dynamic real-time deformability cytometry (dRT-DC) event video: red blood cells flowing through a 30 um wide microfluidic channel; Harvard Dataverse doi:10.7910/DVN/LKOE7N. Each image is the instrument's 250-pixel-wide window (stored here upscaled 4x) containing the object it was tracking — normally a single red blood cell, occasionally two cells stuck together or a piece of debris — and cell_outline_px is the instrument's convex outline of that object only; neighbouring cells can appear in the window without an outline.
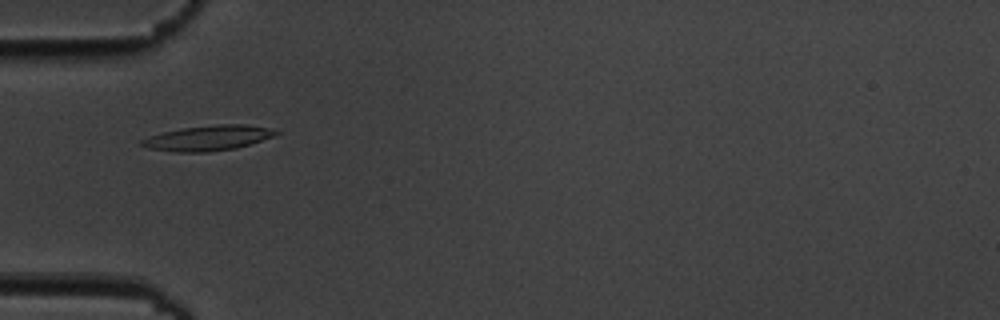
{"species": "common noctule bat (a hibernating species)", "species_latin": "Nyctalus noctula", "temperature_condition": "cold", "stored_images_in_passage": 2, "camera_frame_rate_fps": 3000, "um_per_image_px": 0.085, "animal": {"sex": "male", "body_mass_g": 19.5, "forearm_length_mm": 54.6}, "frame": {"image": 1, "passage_image": 1, "time_ms": 0.0, "image_size_px": [1000, 320], "cell_outline_px": [[280, 132], [272, 136], [236, 148], [208, 152], [176, 152], [148, 148], [140, 144], [140, 140], [164, 132], [180, 128], [220, 124], [244, 124], [268, 128]], "centroid_in_image_um": [17.65, 11.73], "position_along_channel_um": 67.4, "area_um2": 19.31}}
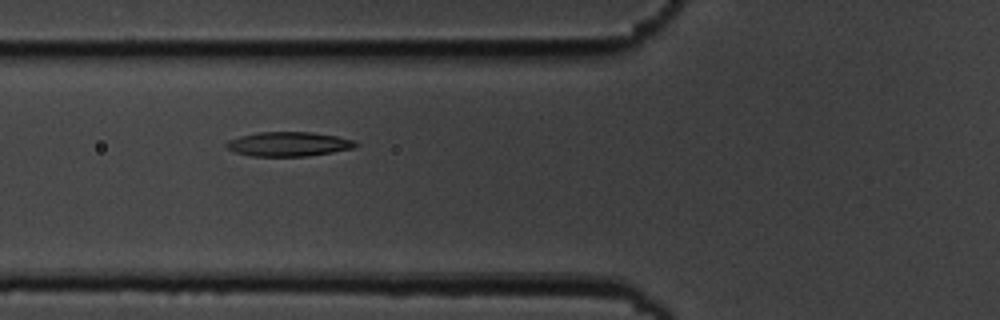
{"frame": {"image": 2, "passage_image": 2, "time_ms": 1.0, "image_size_px": [1000, 320], "cell_outline_px": [[360, 144], [352, 148], [332, 152], [308, 156], [252, 156], [236, 152], [228, 148], [224, 144], [228, 140], [240, 136], [256, 132], [312, 132], [336, 136], [356, 140]], "centroid_in_image_um": [24.54, 12.24], "position_along_channel_um": 101.3, "area_um2": 18.38}}